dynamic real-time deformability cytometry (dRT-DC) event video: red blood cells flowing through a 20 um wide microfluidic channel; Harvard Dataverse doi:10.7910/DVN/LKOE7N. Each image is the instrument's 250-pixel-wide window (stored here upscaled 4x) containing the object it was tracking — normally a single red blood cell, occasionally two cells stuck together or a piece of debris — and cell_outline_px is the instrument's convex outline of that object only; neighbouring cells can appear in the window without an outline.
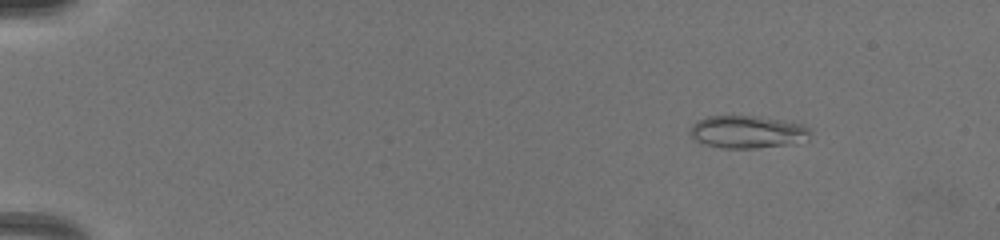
{"species": "common noctule bat (a hibernating species)", "species_latin": "Nyctalus noctula", "temperature_condition": "warm", "stored_images_in_passage": 69, "camera_frame_rate_fps": 3000, "um_per_image_px": 0.085, "animal": {"sex": "female", "body_mass_g": 19.5, "forearm_length_mm": 54.1}, "frame": {"image": 1, "passage_image": 5, "time_ms": 0.667, "image_size_px": [1000, 240], "cell_outline_px": [[812, 128], [808, 140], [784, 144], [756, 148], [720, 148], [704, 144], [696, 140], [688, 132], [688, 128], [696, 120], [708, 116], [752, 116], [784, 120], [804, 124]], "centroid_in_image_um": [63.51, 11.2], "position_along_channel_um": 21.5, "area_um2": 23.0}}
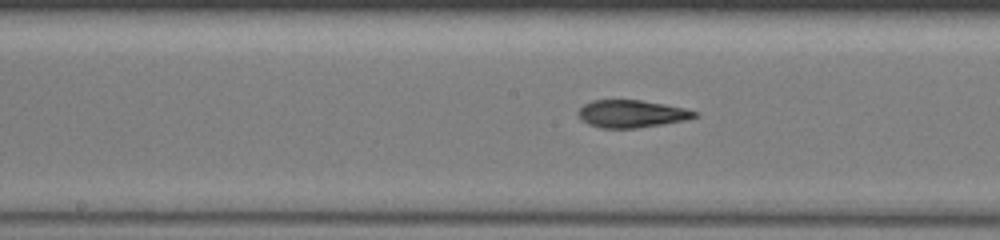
{"frame": {"image": 2, "passage_image": 47, "time_ms": 8.0, "image_size_px": [1000, 240], "cell_outline_px": [[700, 116], [684, 120], [636, 128], [600, 128], [588, 124], [580, 120], [576, 112], [584, 104], [592, 100], [640, 100], [664, 104], [684, 108], [700, 112]], "centroid_in_image_um": [53.66, 9.67], "position_along_channel_um": 194.5, "area_um2": 18.73}}
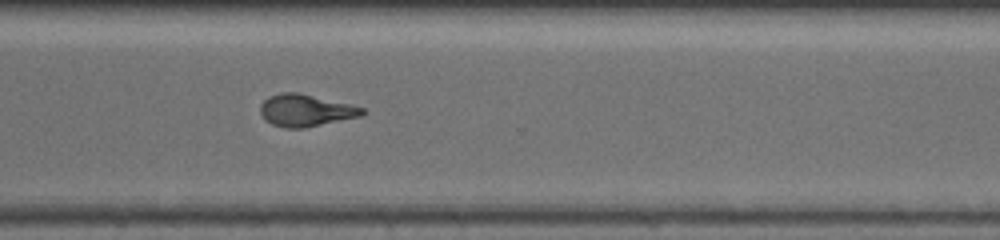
{"frame": {"image": 3, "passage_image": 68, "time_ms": 11.667, "image_size_px": [1000, 240], "cell_outline_px": [[368, 112], [360, 116], [304, 128], [284, 128], [272, 124], [264, 120], [260, 112], [260, 104], [268, 96], [280, 92], [296, 92], [352, 104], [364, 108]], "centroid_in_image_um": [25.97, 9.38], "position_along_channel_um": 344.6, "area_um2": 19.19}}